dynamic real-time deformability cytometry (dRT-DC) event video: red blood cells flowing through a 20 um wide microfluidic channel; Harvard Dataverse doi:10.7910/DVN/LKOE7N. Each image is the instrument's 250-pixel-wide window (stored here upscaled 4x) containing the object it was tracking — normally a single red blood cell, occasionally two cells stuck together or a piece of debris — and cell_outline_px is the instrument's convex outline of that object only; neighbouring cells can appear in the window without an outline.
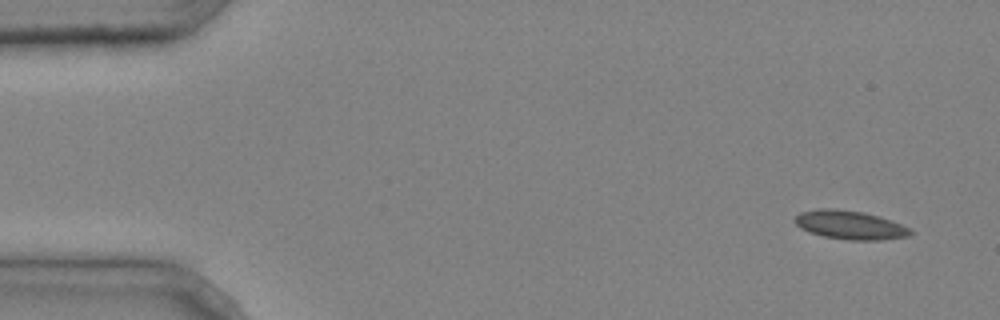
{"species": "common noctule bat (a hibernating species)", "species_latin": "Nyctalus noctula", "temperature_condition": "cold", "stored_images_in_passage": 4, "camera_frame_rate_fps": 3000, "um_per_image_px": 0.085, "animal": {"sex": "male", "body_mass_g": 20.4}, "frame": {"image": 1, "passage_image": 1, "time_ms": 0.0, "image_size_px": [1000, 320], "cell_outline_px": [[912, 232], [908, 236], [880, 240], [848, 240], [824, 236], [808, 232], [800, 228], [796, 224], [796, 216], [800, 212], [820, 208], [836, 208], [864, 212], [880, 216], [892, 220], [912, 228]], "centroid_in_image_um": [72.27, 19.11], "position_along_channel_um": 12.7, "area_um2": 19.48}}